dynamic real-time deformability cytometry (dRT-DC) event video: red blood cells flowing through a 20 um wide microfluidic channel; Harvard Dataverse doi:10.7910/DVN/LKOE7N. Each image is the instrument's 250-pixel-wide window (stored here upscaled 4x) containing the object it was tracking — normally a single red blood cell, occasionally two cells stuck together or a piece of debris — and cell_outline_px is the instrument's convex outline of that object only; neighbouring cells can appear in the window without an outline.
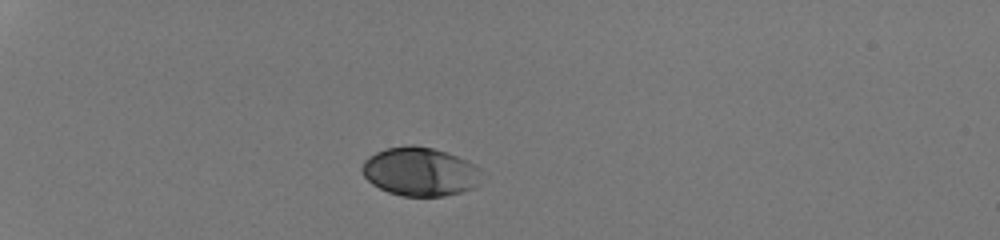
{"species": "human", "species_latin": "Homo sapiens", "temperature_condition": "room temperature", "stored_images_in_passage": 36, "camera_frame_rate_fps": 3000, "um_per_image_px": 0.085, "donor": {"sex": "male"}, "frame": {"image": 1, "passage_image": 1, "time_ms": 0.0, "image_size_px": [1000, 240], "cell_outline_px": [[480, 184], [472, 188], [460, 192], [444, 196], [400, 196], [388, 192], [372, 184], [364, 176], [360, 168], [364, 160], [368, 156], [376, 152], [388, 148], [408, 144], [412, 144], [432, 148], [468, 160], [480, 168]], "centroid_in_image_um": [35.69, 14.59], "position_along_channel_um": 49.3, "area_um2": 34.04}}
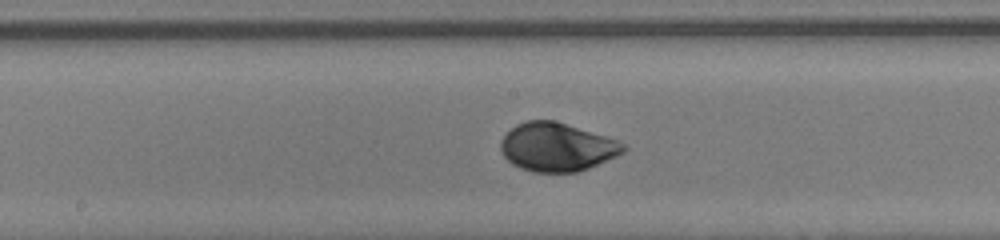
{"frame": {"image": 2, "passage_image": 16, "time_ms": 5.0, "image_size_px": [1000, 240], "cell_outline_px": [[628, 148], [624, 152], [616, 156], [588, 168], [576, 172], [532, 172], [520, 168], [512, 164], [500, 152], [500, 140], [516, 124], [524, 120], [556, 120], [616, 140], [624, 144]], "centroid_in_image_um": [47.3, 12.49], "position_along_channel_um": 200.9, "area_um2": 34.62}}
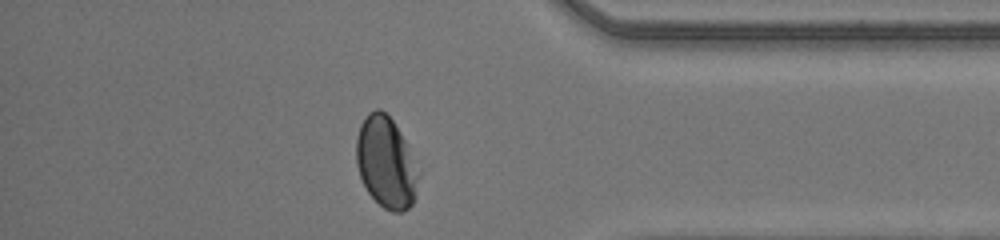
{"frame": {"image": 3, "passage_image": 31, "time_ms": 10.0, "image_size_px": [1000, 240], "cell_outline_px": [[416, 196], [412, 204], [408, 208], [400, 212], [392, 212], [384, 208], [368, 192], [360, 176], [356, 164], [356, 136], [360, 124], [368, 112], [376, 108], [380, 108], [392, 120], [404, 140], [416, 176]], "centroid_in_image_um": [32.73, 13.8], "position_along_channel_um": 402.5, "area_um2": 32.02}, "authors_computed_cell_mechanics": {"area_um2": 34.0442, "velocity_mm_per_s": 4.2283, "shape_relaxation_time_tau1_ms": 1.8811, "shape_relaxation_time_tau2_ms": null, "deformation_change_tau1": 0.1231, "deformation_change_tau2": null}}